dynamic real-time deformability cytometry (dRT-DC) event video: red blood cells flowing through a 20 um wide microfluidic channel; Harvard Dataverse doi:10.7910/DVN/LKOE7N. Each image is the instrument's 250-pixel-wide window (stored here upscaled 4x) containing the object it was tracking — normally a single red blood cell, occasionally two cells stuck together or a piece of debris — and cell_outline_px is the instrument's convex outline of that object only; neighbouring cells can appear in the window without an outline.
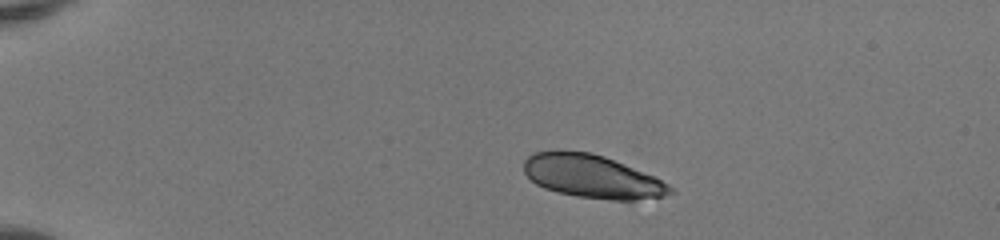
{"species": "human", "species_latin": "Homo sapiens", "temperature_condition": "room temperature", "stored_images_in_passage": 40, "camera_frame_rate_fps": 3000, "um_per_image_px": 0.085, "donor": {"sex": "female"}, "frame": {"image": 1, "passage_image": 1, "time_ms": 0.0, "image_size_px": [1000, 240], "cell_outline_px": [[676, 192], [664, 196], [636, 200], [612, 200], [576, 196], [544, 188], [536, 184], [524, 172], [524, 160], [532, 152], [592, 152], [604, 156], [624, 164], [652, 176], [668, 184]], "centroid_in_image_um": [50.34, 15.01], "position_along_channel_um": 34.7, "area_um2": 36.18}}
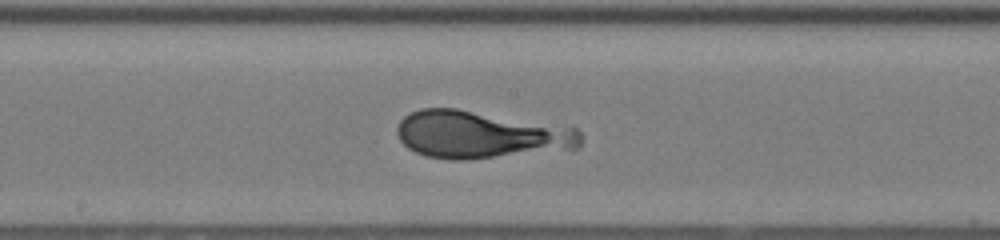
{"frame": {"image": 2, "passage_image": 19, "time_ms": 6.0, "image_size_px": [1000, 240], "cell_outline_px": [[584, 140], [580, 148], [468, 160], [452, 160], [428, 156], [416, 152], [408, 148], [400, 140], [396, 132], [396, 128], [400, 120], [404, 116], [420, 108], [456, 108], [576, 128], [584, 136]], "centroid_in_image_um": [40.86, 11.45], "position_along_channel_um": 207.3, "area_um2": 50.98}}
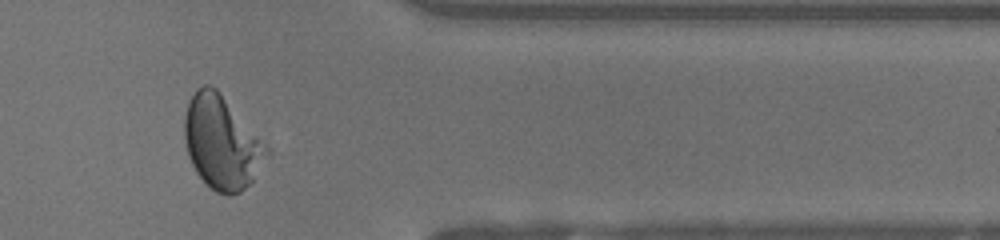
{"frame": {"image": 3, "passage_image": 33, "time_ms": 10.667, "image_size_px": [1000, 240], "cell_outline_px": [[272, 156], [252, 180], [240, 192], [228, 196], [216, 192], [196, 172], [188, 156], [184, 140], [184, 116], [188, 100], [196, 88], [204, 84], [212, 84], [220, 92], [272, 152]], "centroid_in_image_um": [18.84, 12.1], "position_along_channel_um": 392.6, "area_um2": 44.8}}